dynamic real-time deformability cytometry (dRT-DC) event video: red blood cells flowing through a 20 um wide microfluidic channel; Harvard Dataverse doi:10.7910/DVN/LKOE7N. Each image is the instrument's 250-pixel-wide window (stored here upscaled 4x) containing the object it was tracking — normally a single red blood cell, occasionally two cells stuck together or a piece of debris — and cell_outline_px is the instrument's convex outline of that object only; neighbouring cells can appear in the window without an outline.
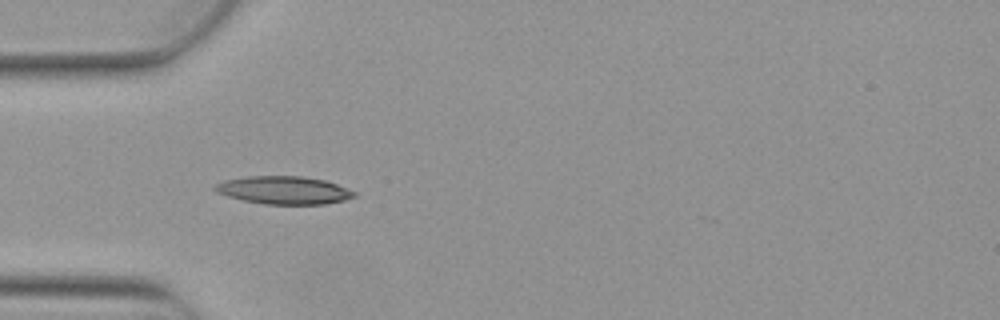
{"species": "Egyptian fruit bat (a non-hibernating species)", "species_latin": "Rousettus aegyptiacus", "temperature_condition": "warm", "stored_images_in_passage": 6, "camera_frame_rate_fps": 3000, "um_per_image_px": 0.085, "animal": {"sex": "female"}, "frame": {"image": 1, "passage_image": 5, "time_ms": 1.333, "image_size_px": [1000, 320], "cell_outline_px": [[356, 196], [344, 200], [324, 204], [264, 204], [244, 200], [228, 196], [216, 192], [212, 188], [216, 184], [224, 180], [248, 176], [304, 176], [324, 180], [348, 188], [356, 192]], "centroid_in_image_um": [24.13, 16.16], "position_along_channel_um": 60.9, "area_um2": 22.6}}
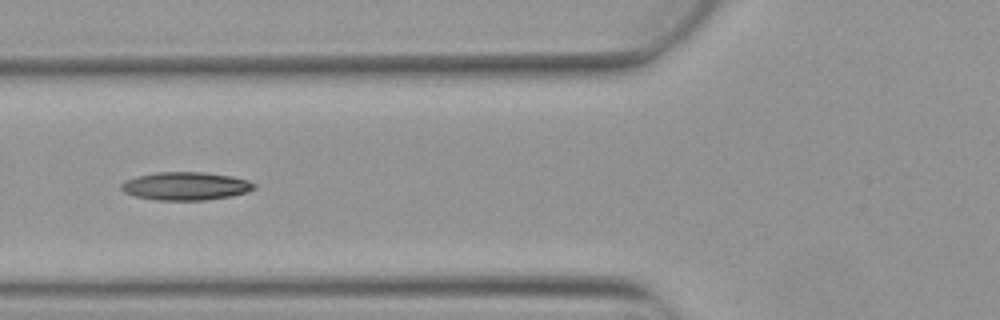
{"frame": {"image": 2, "passage_image": 6, "time_ms": 1.667, "image_size_px": [1000, 320], "cell_outline_px": [[256, 188], [248, 192], [232, 196], [204, 200], [156, 200], [136, 196], [124, 192], [120, 188], [120, 184], [124, 180], [136, 176], [156, 172], [204, 172], [232, 176], [248, 180], [256, 184]], "centroid_in_image_um": [15.79, 15.81], "position_along_channel_um": 110.0, "area_um2": 21.96}}